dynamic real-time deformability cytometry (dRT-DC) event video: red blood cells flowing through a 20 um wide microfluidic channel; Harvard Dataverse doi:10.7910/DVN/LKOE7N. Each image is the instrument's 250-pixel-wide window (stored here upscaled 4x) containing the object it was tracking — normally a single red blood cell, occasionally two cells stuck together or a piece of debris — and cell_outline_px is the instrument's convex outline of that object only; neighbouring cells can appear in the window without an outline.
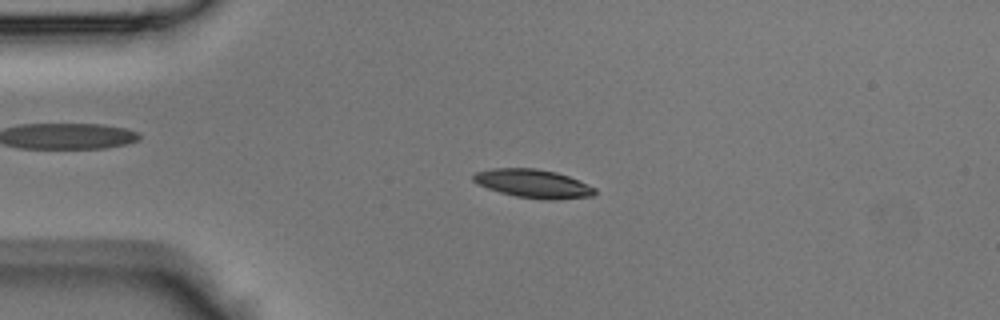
{"species": "Egyptian fruit bat (a non-hibernating species)", "species_latin": "Rousettus aegyptiacus", "temperature_condition": "room temperature", "stored_images_in_passage": 23, "camera_frame_rate_fps": 3000, "um_per_image_px": 0.085, "animal": {"sex": "male"}, "frame": {"image": 1, "passage_image": 11, "time_ms": 3.333, "image_size_px": [1000, 320], "cell_outline_px": [[596, 192], [592, 196], [552, 200], [544, 200], [516, 196], [500, 192], [488, 188], [472, 180], [472, 176], [476, 172], [492, 168], [536, 168], [556, 172], [580, 180], [596, 188]], "centroid_in_image_um": [45.34, 15.6], "position_along_channel_um": 39.7, "area_um2": 20.17}}
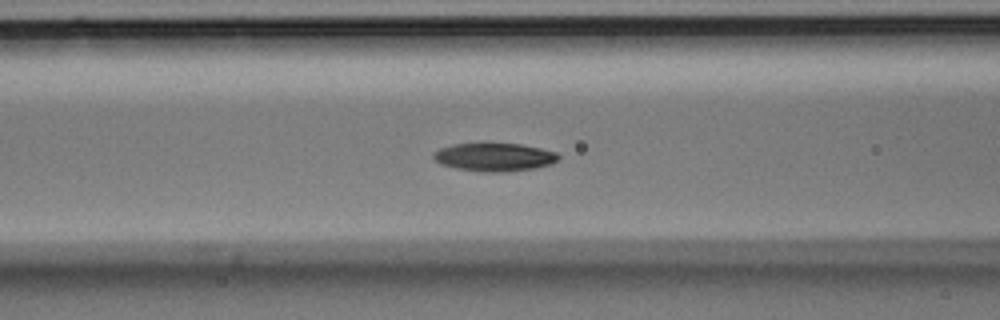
{"frame": {"image": 2, "passage_image": 19, "time_ms": 6.0, "image_size_px": [1000, 320], "cell_outline_px": [[560, 156], [552, 164], [532, 168], [504, 172], [484, 172], [456, 168], [440, 164], [432, 156], [432, 152], [440, 148], [452, 144], [484, 140], [488, 140], [520, 144], [540, 148], [556, 152]], "centroid_in_image_um": [41.96, 13.29], "position_along_channel_um": 124.6, "area_um2": 21.39}}
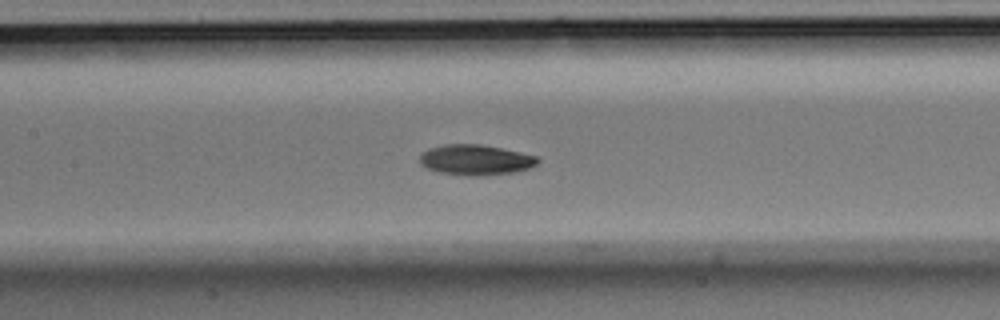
{"frame": {"image": 3, "passage_image": 22, "time_ms": 7.0, "image_size_px": [1000, 320], "cell_outline_px": [[540, 160], [536, 164], [528, 168], [516, 172], [480, 176], [468, 176], [440, 172], [424, 168], [420, 164], [420, 152], [428, 148], [444, 144], [480, 144], [520, 152], [536, 156]], "centroid_in_image_um": [40.37, 13.59], "position_along_channel_um": 167.0, "area_um2": 21.04}}